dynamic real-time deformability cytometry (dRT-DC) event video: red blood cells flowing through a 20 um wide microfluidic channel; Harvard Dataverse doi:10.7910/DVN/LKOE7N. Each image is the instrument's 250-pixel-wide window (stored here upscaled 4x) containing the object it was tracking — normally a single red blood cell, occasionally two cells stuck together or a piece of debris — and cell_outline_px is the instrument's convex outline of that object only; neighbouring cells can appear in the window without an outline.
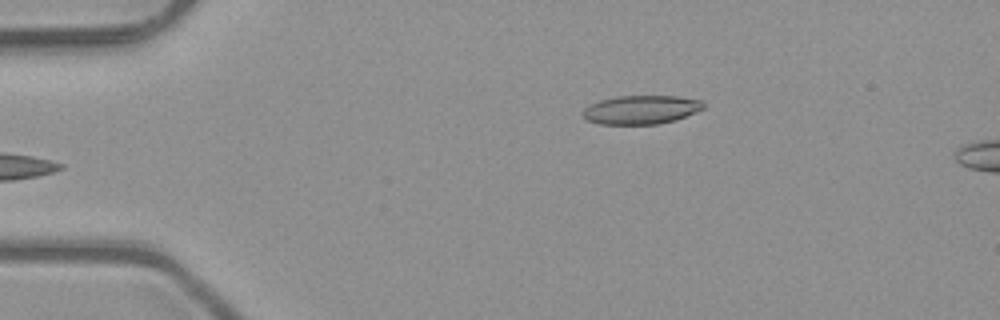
{"species": "common noctule bat (a hibernating species)", "species_latin": "Nyctalus noctula", "temperature_condition": "room temperature", "stored_images_in_passage": 4, "camera_frame_rate_fps": 3000, "um_per_image_px": 0.085, "animal": {"sex": "male", "body_mass_g": 23.1, "forearm_length_mm": 52.7}, "frame": {"image": 1, "passage_image": 4, "time_ms": 1.0, "image_size_px": [1000, 320], "cell_outline_px": [[704, 108], [696, 112], [676, 120], [656, 124], [600, 124], [588, 120], [580, 112], [588, 104], [600, 100], [616, 96], [676, 96], [704, 100]], "centroid_in_image_um": [54.49, 9.32], "position_along_channel_um": 30.5, "area_um2": 20.35}}